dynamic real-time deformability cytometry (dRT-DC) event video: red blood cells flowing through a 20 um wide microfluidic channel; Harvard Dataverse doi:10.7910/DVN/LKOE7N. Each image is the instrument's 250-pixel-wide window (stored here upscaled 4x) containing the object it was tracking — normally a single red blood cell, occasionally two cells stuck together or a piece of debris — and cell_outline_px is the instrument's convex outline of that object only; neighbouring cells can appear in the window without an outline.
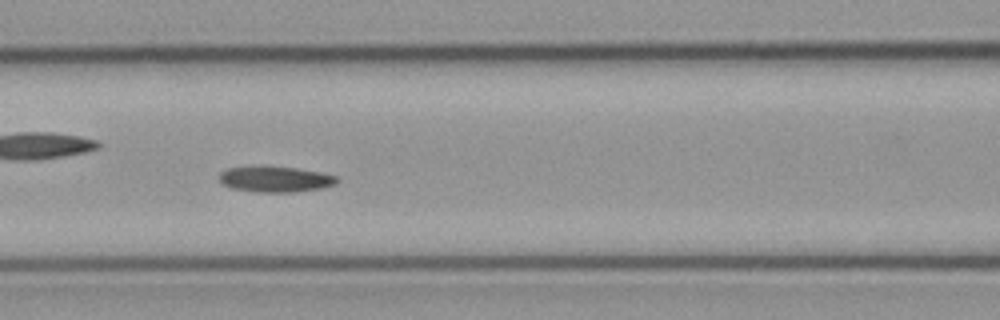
{"species": "common noctule bat (a hibernating species)", "species_latin": "Nyctalus noctula", "temperature_condition": "cold", "stored_images_in_passage": 28, "camera_frame_rate_fps": 3000, "um_per_image_px": 0.085, "animal": {"sex": "male", "body_mass_g": 23.1, "forearm_length_mm": 52.7}, "frame": {"image": 1, "passage_image": 24, "time_ms": 7.667, "image_size_px": [1000, 320], "cell_outline_px": [[340, 180], [336, 184], [320, 188], [292, 192], [256, 192], [232, 188], [220, 184], [216, 176], [220, 172], [228, 168], [296, 168], [320, 172], [336, 176]], "centroid_in_image_um": [23.37, 15.26], "position_along_channel_um": 143.2, "area_um2": 17.28}}
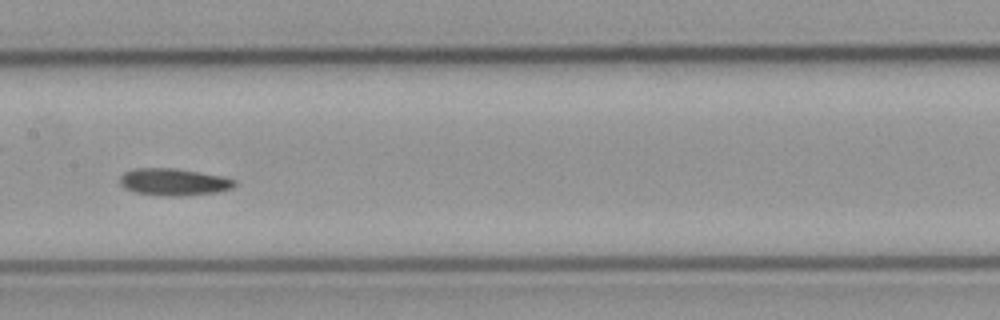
{"frame": {"image": 2, "passage_image": 28, "time_ms": 9.0, "image_size_px": [1000, 320], "cell_outline_px": [[236, 184], [232, 188], [216, 192], [184, 196], [164, 196], [136, 192], [124, 188], [120, 184], [120, 176], [124, 172], [136, 168], [176, 168], [200, 172], [220, 176], [236, 180]], "centroid_in_image_um": [14.75, 15.46], "position_along_channel_um": 192.6, "area_um2": 18.09}}